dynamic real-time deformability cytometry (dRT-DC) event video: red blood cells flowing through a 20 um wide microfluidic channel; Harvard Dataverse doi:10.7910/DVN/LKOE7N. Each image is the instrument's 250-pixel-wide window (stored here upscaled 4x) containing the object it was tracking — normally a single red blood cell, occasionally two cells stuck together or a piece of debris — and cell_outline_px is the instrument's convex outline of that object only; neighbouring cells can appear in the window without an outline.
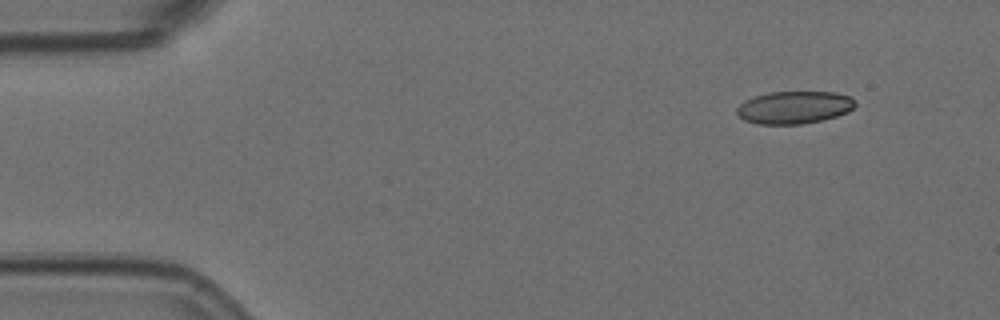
{"species": "Egyptian fruit bat (a non-hibernating species)", "species_latin": "Rousettus aegyptiacus", "temperature_condition": "room temperature", "stored_images_in_passage": 4, "camera_frame_rate_fps": 3000, "um_per_image_px": 0.085, "animal": {"sex": "female"}, "frame": {"image": 1, "passage_image": 1, "time_ms": 0.0, "image_size_px": [1000, 320], "cell_outline_px": [[856, 104], [848, 112], [836, 116], [820, 120], [800, 124], [756, 124], [744, 120], [736, 112], [736, 108], [744, 100], [768, 92], [836, 92], [852, 96], [856, 100]], "centroid_in_image_um": [67.52, 9.12], "position_along_channel_um": 17.5, "area_um2": 22.54}}
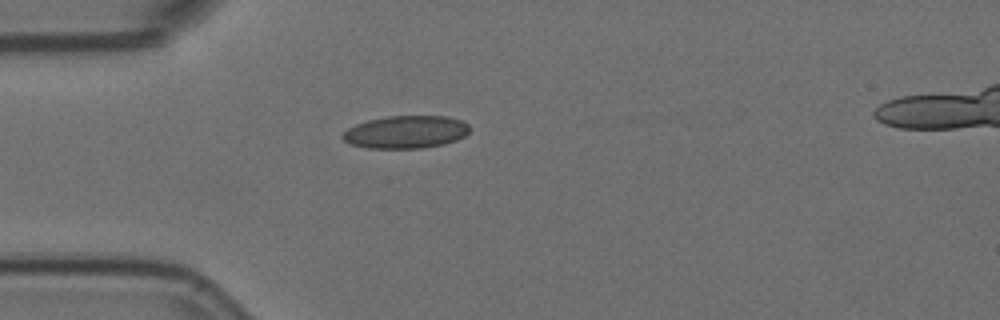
{"frame": {"image": 2, "passage_image": 4, "time_ms": 1.0, "image_size_px": [1000, 320], "cell_outline_px": [[468, 132], [464, 136], [456, 140], [444, 144], [424, 148], [368, 148], [348, 144], [340, 136], [348, 128], [356, 124], [368, 120], [388, 116], [448, 116], [460, 120], [468, 124]], "centroid_in_image_um": [34.47, 11.22], "position_along_channel_um": 50.5, "area_um2": 24.22}}